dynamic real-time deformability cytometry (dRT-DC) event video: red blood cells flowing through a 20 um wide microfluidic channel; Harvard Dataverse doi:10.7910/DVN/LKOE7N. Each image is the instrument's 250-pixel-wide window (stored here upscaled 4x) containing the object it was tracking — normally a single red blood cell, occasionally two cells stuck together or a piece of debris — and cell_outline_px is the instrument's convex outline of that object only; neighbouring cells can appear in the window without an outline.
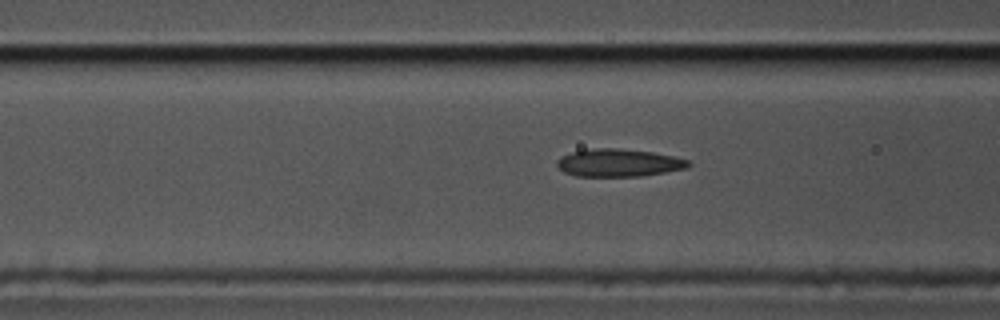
{"species": "common noctule bat (a hibernating species)", "species_latin": "Nyctalus noctula", "temperature_condition": "cold", "stored_images_in_passage": 35, "camera_frame_rate_fps": 3000, "um_per_image_px": 0.085, "animal": {"sex": "male", "body_mass_g": 17.5, "forearm_length_mm": 52.3}, "frame": {"image": 1, "passage_image": 15, "time_ms": 4.667, "image_size_px": [1000, 320], "cell_outline_px": [[692, 164], [688, 168], [640, 176], [576, 176], [564, 172], [556, 164], [556, 160], [560, 156], [572, 152], [592, 148], [616, 148], [652, 152], [672, 156], [688, 160]], "centroid_in_image_um": [52.57, 13.83], "position_along_channel_um": 114.0, "area_um2": 21.15}}
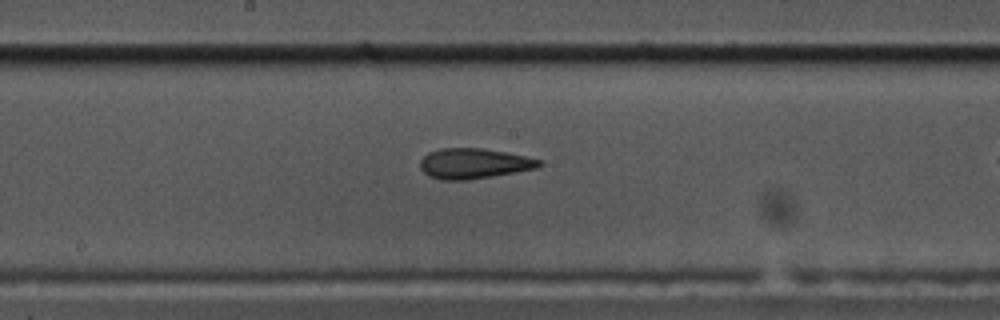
{"frame": {"image": 2, "passage_image": 23, "time_ms": 7.333, "image_size_px": [1000, 320], "cell_outline_px": [[544, 164], [536, 168], [516, 172], [492, 176], [464, 180], [440, 180], [428, 176], [420, 168], [420, 160], [428, 152], [440, 148], [480, 148], [504, 152], [544, 160]], "centroid_in_image_um": [40.27, 13.9], "position_along_channel_um": 207.9, "area_um2": 21.04}}
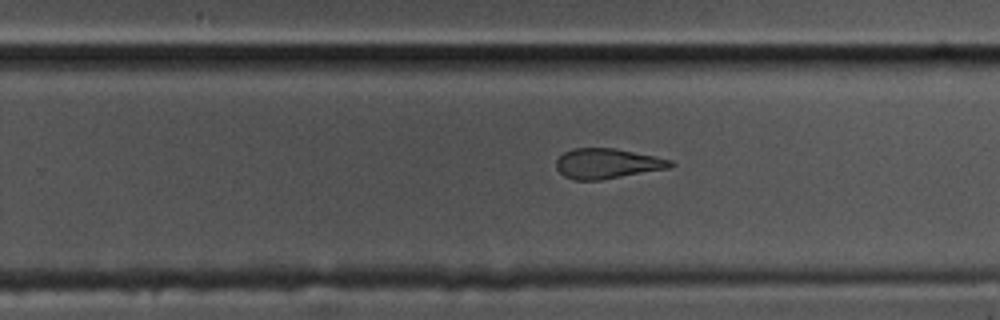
{"frame": {"image": 3, "passage_image": 29, "time_ms": 9.333, "image_size_px": [1000, 320], "cell_outline_px": [[676, 164], [668, 168], [600, 180], [576, 180], [564, 176], [556, 168], [556, 160], [564, 152], [576, 148], [616, 148], [656, 156], [672, 160]], "centroid_in_image_um": [51.62, 13.89], "position_along_channel_um": 278.2, "area_um2": 20.0}}